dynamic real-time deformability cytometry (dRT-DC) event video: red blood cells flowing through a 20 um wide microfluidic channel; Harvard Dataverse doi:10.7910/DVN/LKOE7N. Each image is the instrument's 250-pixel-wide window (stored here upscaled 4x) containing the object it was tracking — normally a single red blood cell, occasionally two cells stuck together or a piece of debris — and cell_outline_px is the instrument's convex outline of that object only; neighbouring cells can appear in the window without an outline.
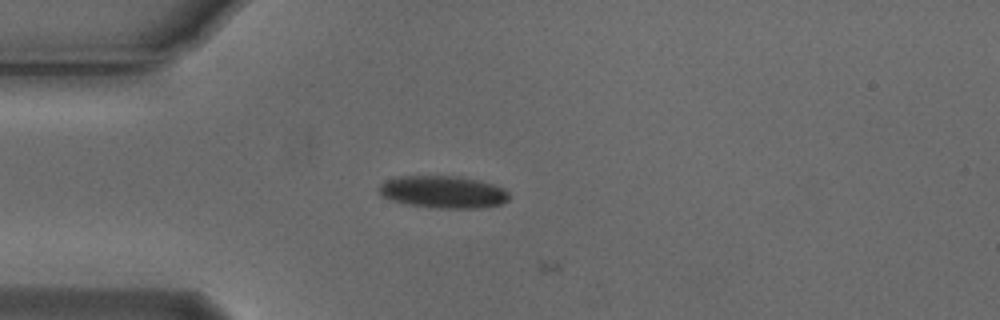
{"species": "Egyptian fruit bat (a non-hibernating species)", "species_latin": "Rousettus aegyptiacus", "temperature_condition": "cold", "stored_images_in_passage": 4, "camera_frame_rate_fps": 3000, "um_per_image_px": 0.085, "animal": {"sex": "male"}, "frame": {"image": 1, "passage_image": 3, "time_ms": 0.667, "image_size_px": [1000, 320], "cell_outline_px": [[508, 200], [500, 204], [480, 208], [436, 208], [404, 204], [392, 200], [384, 196], [380, 192], [380, 184], [388, 180], [400, 176], [456, 176], [476, 180], [492, 184], [504, 188], [508, 192]], "centroid_in_image_um": [37.68, 16.32], "position_along_channel_um": 47.3, "area_um2": 24.22}}